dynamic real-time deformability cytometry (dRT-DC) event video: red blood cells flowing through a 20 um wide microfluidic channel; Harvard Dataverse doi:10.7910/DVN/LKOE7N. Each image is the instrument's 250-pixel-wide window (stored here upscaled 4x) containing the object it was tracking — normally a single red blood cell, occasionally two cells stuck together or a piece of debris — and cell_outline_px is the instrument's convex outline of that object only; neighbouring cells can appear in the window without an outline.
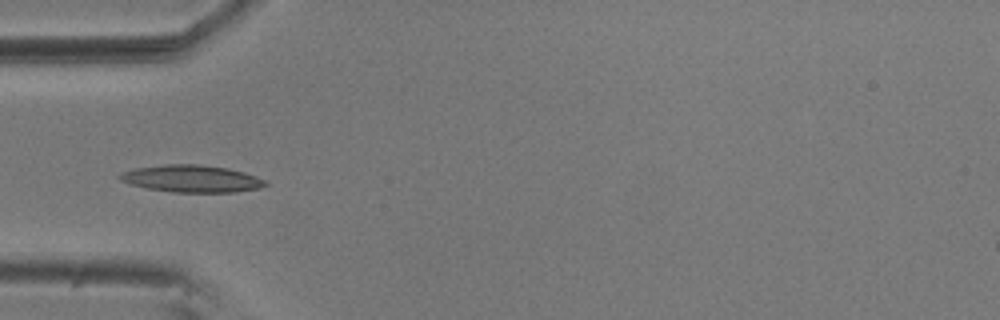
{"species": "common noctule bat (a hibernating species)", "species_latin": "Nyctalus noctula", "temperature_condition": "room temperature", "stored_images_in_passage": 19, "camera_frame_rate_fps": 3000, "um_per_image_px": 0.085, "animal": {"sex": "male", "body_mass_g": 20.5, "forearm_length_mm": 52.5}, "frame": {"image": 1, "passage_image": 16, "time_ms": 5.0, "image_size_px": [1000, 320], "cell_outline_px": [[268, 184], [260, 188], [236, 192], [172, 192], [148, 188], [132, 184], [120, 180], [116, 176], [132, 168], [164, 164], [200, 164], [228, 168], [244, 172], [268, 180]], "centroid_in_image_um": [16.32, 15.18], "position_along_channel_um": 68.7, "area_um2": 23.18}}